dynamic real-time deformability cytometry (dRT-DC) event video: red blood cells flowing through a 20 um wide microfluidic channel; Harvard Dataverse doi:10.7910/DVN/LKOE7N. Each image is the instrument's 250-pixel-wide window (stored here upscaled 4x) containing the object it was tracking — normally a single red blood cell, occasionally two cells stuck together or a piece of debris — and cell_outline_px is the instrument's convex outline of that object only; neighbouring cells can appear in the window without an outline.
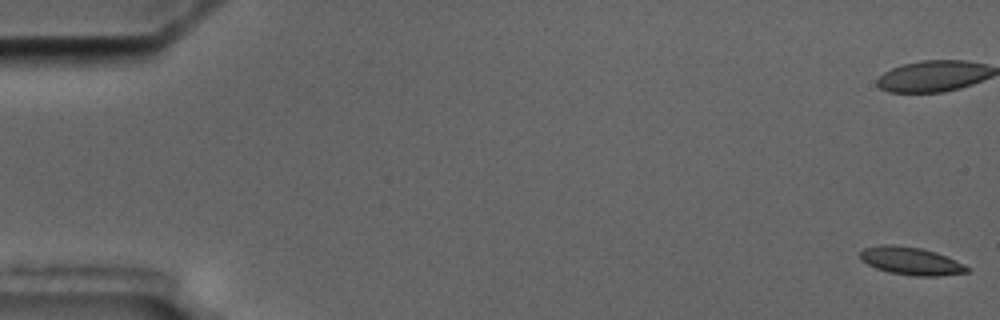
{"species": "common noctule bat (a hibernating species)", "species_latin": "Nyctalus noctula", "temperature_condition": "cold", "stored_images_in_passage": 6, "camera_frame_rate_fps": 3000, "um_per_image_px": 0.085, "animal": {"sex": "male", "body_mass_g": 17.5, "forearm_length_mm": 52.3}, "frame": {"image": 1, "passage_image": 1, "time_ms": 0.0, "image_size_px": [1000, 320], "cell_outline_px": [[972, 268], [968, 272], [936, 276], [916, 276], [888, 272], [876, 268], [860, 260], [860, 252], [864, 248], [880, 244], [896, 244], [920, 248], [936, 252], [956, 260]], "centroid_in_image_um": [77.43, 22.17], "position_along_channel_um": 7.6, "area_um2": 17.46}}